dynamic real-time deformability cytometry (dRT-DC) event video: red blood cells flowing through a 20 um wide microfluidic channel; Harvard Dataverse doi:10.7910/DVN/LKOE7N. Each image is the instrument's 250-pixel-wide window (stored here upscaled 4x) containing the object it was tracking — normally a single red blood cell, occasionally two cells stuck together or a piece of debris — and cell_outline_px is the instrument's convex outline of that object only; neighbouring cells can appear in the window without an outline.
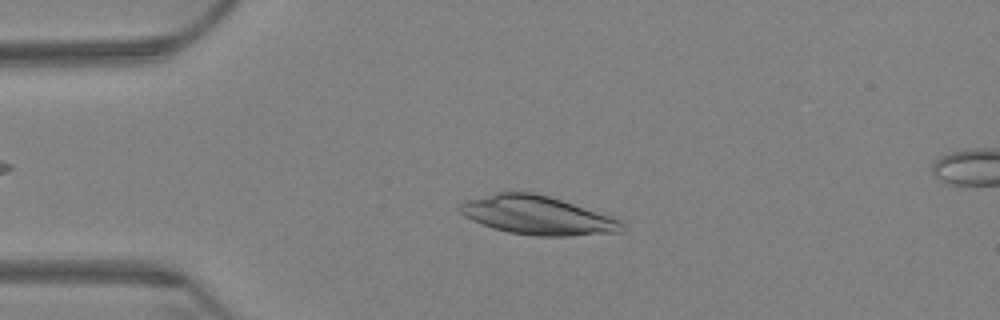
{"species": "Egyptian fruit bat (a non-hibernating species)", "species_latin": "Rousettus aegyptiacus", "temperature_condition": "warm", "stored_images_in_passage": 59, "camera_frame_rate_fps": 3000, "um_per_image_px": 0.085, "animal": {"sex": "female"}, "frame": {"image": 1, "passage_image": 14, "time_ms": 4.333, "image_size_px": [1000, 320], "cell_outline_px": [[624, 228], [620, 232], [568, 236], [536, 236], [508, 232], [492, 228], [472, 220], [464, 216], [456, 208], [464, 200], [496, 192], [536, 192], [620, 220], [624, 224]], "centroid_in_image_um": [45.59, 18.3], "position_along_channel_um": 39.4, "area_um2": 36.24}}
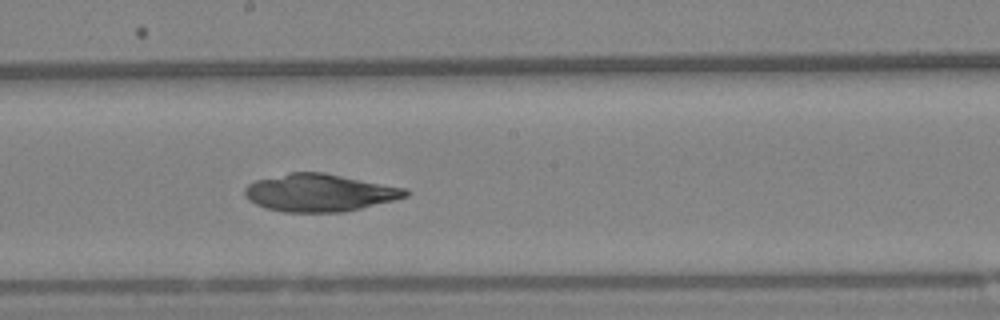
{"frame": {"image": 2, "passage_image": 34, "time_ms": 11.0, "image_size_px": [1000, 320], "cell_outline_px": [[412, 192], [408, 196], [344, 212], [284, 212], [264, 208], [248, 200], [244, 196], [244, 188], [248, 184], [256, 180], [288, 172], [324, 172], [408, 188]], "centroid_in_image_um": [27.15, 16.37], "position_along_channel_um": 221.0, "area_um2": 35.43}}
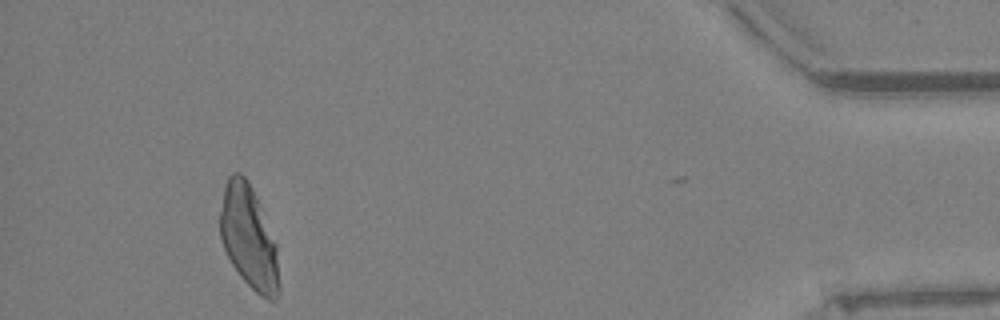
{"frame": {"image": 3, "passage_image": 58, "time_ms": 19.0, "image_size_px": [1000, 320], "cell_outline_px": [[280, 292], [276, 300], [268, 300], [260, 296], [240, 276], [232, 264], [220, 240], [220, 212], [224, 184], [228, 176], [232, 172], [240, 172], [248, 180], [256, 196], [276, 244], [280, 284]], "centroid_in_image_um": [21.15, 20.19], "position_along_channel_um": 414.1, "area_um2": 35.55}}